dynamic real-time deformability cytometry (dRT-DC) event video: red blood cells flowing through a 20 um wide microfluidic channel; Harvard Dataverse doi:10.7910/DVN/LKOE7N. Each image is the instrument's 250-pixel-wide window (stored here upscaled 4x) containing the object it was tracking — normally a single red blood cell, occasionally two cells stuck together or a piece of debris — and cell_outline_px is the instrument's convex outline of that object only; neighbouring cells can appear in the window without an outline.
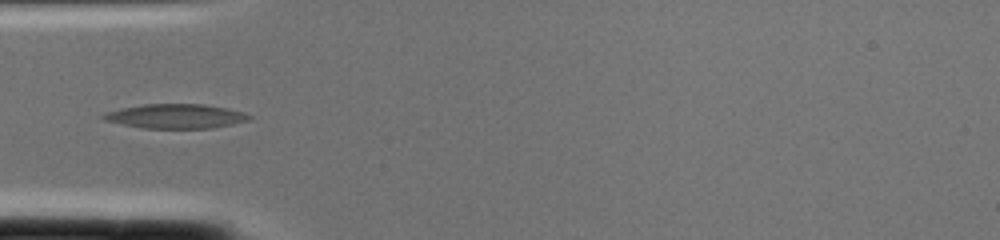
{"species": "common noctule bat (a hibernating species)", "species_latin": "Nyctalus noctula", "temperature_condition": "cold", "stored_images_in_passage": 1, "camera_frame_rate_fps": 3000, "um_per_image_px": 0.085, "animal": {"sex": "female", "body_mass_g": 22.0, "forearm_length_mm": 56.7}, "frame": {"image": 1, "passage_image": 1, "time_ms": 0.0, "image_size_px": [1000, 240], "cell_outline_px": [[252, 116], [248, 120], [232, 124], [212, 128], [140, 128], [104, 120], [100, 116], [108, 112], [120, 108], [144, 104], [204, 104], [228, 108]], "centroid_in_image_um": [14.91, 9.88], "position_along_channel_um": 70.1, "area_um2": 20.58}}